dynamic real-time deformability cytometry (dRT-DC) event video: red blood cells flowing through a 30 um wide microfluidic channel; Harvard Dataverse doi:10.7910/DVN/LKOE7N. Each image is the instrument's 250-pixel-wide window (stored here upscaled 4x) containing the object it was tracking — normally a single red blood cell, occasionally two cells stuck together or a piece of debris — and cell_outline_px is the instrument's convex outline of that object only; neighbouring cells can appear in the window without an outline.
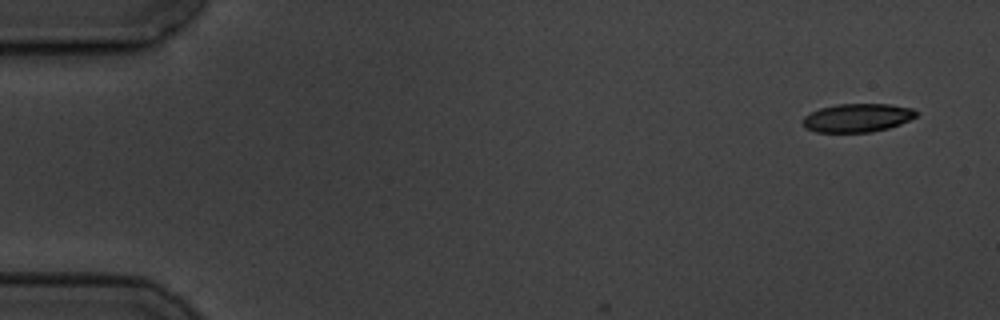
{"species": "common noctule bat (a hibernating species)", "species_latin": "Nyctalus noctula", "temperature_condition": "cold", "stored_images_in_passage": 3, "camera_frame_rate_fps": 3000, "um_per_image_px": 0.085, "animal": {"sex": "male", "body_mass_g": 19.5, "forearm_length_mm": 54.6}, "frame": {"image": 1, "passage_image": 1, "time_ms": 0.0, "image_size_px": [1000, 320], "cell_outline_px": [[916, 116], [900, 124], [888, 128], [872, 132], [816, 132], [804, 128], [800, 120], [804, 116], [820, 108], [836, 104], [888, 104], [912, 108], [916, 112]], "centroid_in_image_um": [72.82, 10.02], "position_along_channel_um": 12.2, "area_um2": 18.84}}